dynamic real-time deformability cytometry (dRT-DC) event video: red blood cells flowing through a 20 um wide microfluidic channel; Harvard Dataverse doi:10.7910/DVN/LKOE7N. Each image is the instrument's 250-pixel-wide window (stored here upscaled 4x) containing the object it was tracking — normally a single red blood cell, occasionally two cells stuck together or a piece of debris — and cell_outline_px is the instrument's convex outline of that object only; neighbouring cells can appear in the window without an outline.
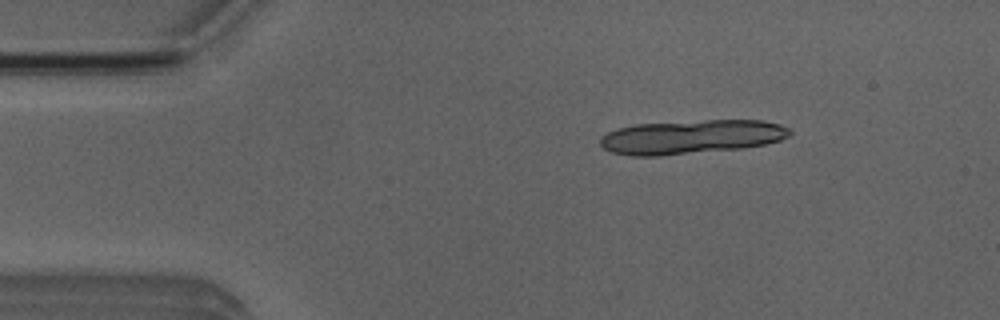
{"species": "Egyptian fruit bat (a non-hibernating species)", "species_latin": "Rousettus aegyptiacus", "temperature_condition": "room temperature", "stored_images_in_passage": 16, "camera_frame_rate_fps": 3000, "um_per_image_px": 0.085, "animal": {"sex": "male"}, "frame": {"image": 1, "passage_image": 7, "time_ms": 2.0, "image_size_px": [1000, 320], "cell_outline_px": [[788, 132], [784, 136], [776, 140], [760, 144], [732, 148], [680, 152], [616, 152], [604, 148], [600, 144], [600, 140], [604, 136], [620, 128], [640, 124], [712, 120], [756, 120], [776, 124], [784, 128]], "centroid_in_image_um": [58.79, 11.56], "position_along_channel_um": 26.2, "area_um2": 33.93}}